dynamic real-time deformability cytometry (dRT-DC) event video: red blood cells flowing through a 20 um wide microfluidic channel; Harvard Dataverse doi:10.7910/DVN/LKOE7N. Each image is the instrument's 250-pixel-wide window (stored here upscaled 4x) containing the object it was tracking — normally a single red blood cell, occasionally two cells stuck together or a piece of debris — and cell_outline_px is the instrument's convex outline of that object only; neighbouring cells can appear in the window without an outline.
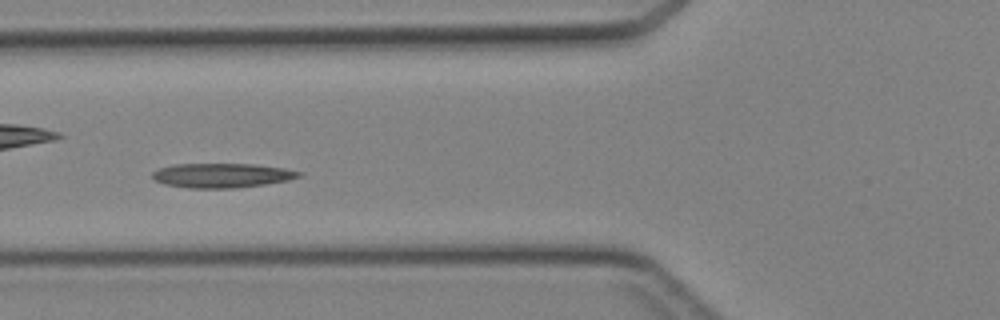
{"species": "Egyptian fruit bat (a non-hibernating species)", "species_latin": "Rousettus aegyptiacus", "temperature_condition": "cold", "stored_images_in_passage": 42, "segment_of_instrument_passage": [1, 2], "camera_frame_rate_fps": 3000, "um_per_image_px": 0.085, "animal": {"sex": "female"}, "frame": {"image": 1, "passage_image": 13, "time_ms": 4.0, "image_size_px": [1000, 320], "cell_outline_px": [[304, 176], [288, 180], [264, 184], [236, 188], [188, 188], [164, 184], [156, 180], [152, 176], [152, 172], [160, 168], [172, 164], [252, 164], [284, 168], [304, 172]], "centroid_in_image_um": [18.89, 14.91], "position_along_channel_um": 106.9, "area_um2": 20.92}}
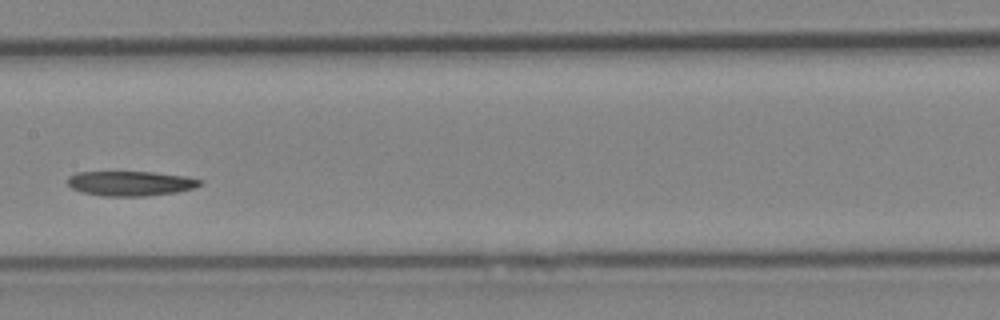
{"frame": {"image": 2, "passage_image": 19, "time_ms": 6.0, "image_size_px": [1000, 320], "cell_outline_px": [[204, 184], [192, 188], [176, 192], [148, 196], [104, 196], [80, 192], [72, 188], [68, 184], [68, 176], [76, 172], [152, 172], [188, 176], [204, 180]], "centroid_in_image_um": [11.12, 15.59], "position_along_channel_um": 196.3, "area_um2": 19.31}}
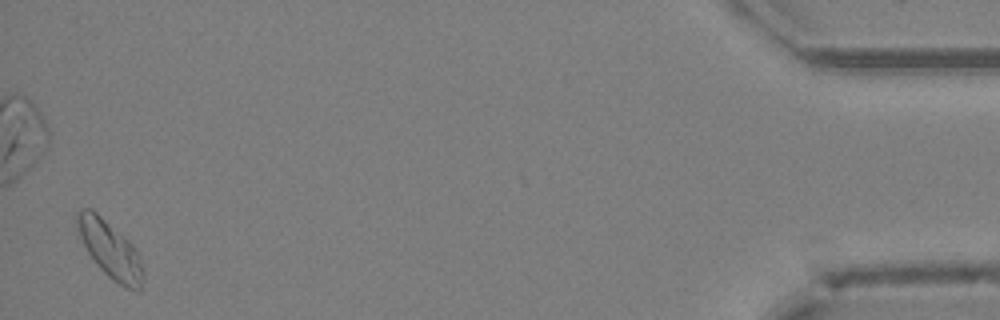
{"frame": {"image": 3, "passage_image": 40, "time_ms": 13.0, "image_size_px": [1000, 320], "cell_outline_px": [[144, 280], [140, 292], [128, 288], [112, 280], [96, 264], [88, 252], [80, 236], [76, 220], [76, 212], [80, 208], [92, 208], [128, 240], [136, 248], [140, 256], [144, 272]], "centroid_in_image_um": [9.39, 21.22], "position_along_channel_um": 425.8, "area_um2": 21.91}}